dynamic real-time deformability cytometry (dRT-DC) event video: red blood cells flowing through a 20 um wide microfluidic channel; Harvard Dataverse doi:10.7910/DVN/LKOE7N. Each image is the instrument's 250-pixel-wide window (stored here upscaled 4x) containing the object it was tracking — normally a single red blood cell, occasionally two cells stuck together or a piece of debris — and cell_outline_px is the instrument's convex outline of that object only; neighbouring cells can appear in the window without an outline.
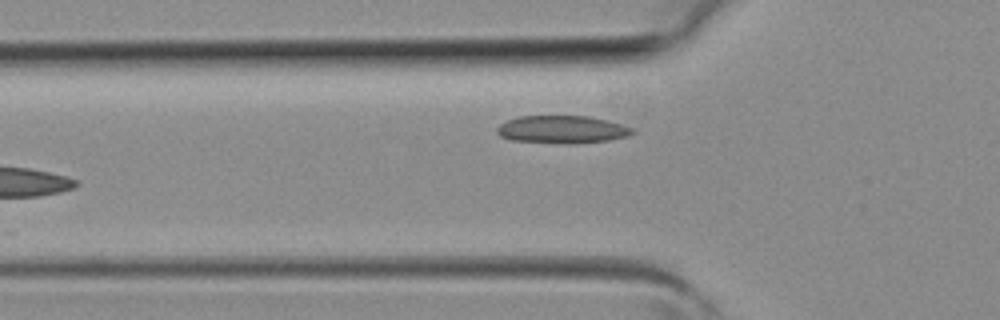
{"species": "common noctule bat (a hibernating species)", "species_latin": "Nyctalus noctula", "temperature_condition": "room temperature", "stored_images_in_passage": 3, "camera_frame_rate_fps": 3000, "um_per_image_px": 0.085, "animal": {"sex": "female", "body_mass_g": 19.3, "forearm_length_mm": 54.1}, "frame": {"image": 1, "passage_image": 3, "time_ms": 0.667, "image_size_px": [1000, 320], "cell_outline_px": [[636, 132], [628, 136], [608, 140], [572, 144], [564, 144], [512, 140], [500, 136], [496, 132], [496, 128], [500, 124], [508, 120], [520, 116], [588, 116], [608, 120], [632, 128]], "centroid_in_image_um": [47.78, 11.01], "position_along_channel_um": 78.0, "area_um2": 21.91}}